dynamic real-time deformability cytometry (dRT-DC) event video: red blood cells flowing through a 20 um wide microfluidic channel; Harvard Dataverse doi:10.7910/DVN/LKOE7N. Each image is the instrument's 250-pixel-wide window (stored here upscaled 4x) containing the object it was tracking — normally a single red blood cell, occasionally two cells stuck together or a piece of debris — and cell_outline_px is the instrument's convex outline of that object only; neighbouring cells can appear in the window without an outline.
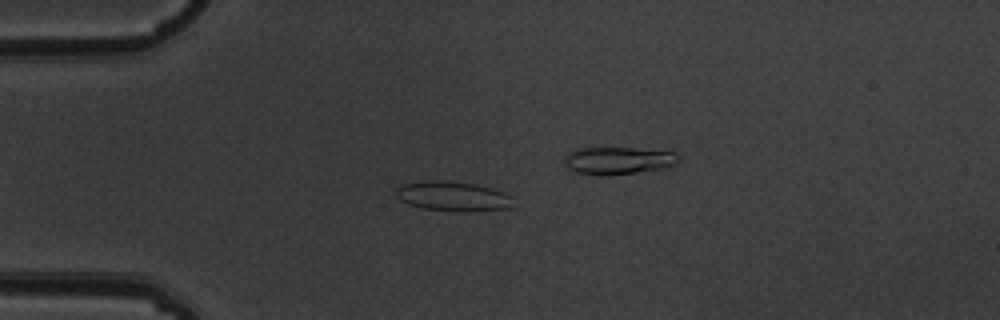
{"species": "common noctule bat (a hibernating species)", "species_latin": "Nyctalus noctula", "temperature_condition": "warm", "stored_images_in_passage": 8, "camera_frame_rate_fps": 3000, "um_per_image_px": 0.085, "animal": {"sex": "male", "body_mass_g": 19.5, "forearm_length_mm": 54.6}, "frame": {"image": 1, "passage_image": 3, "time_ms": 0.667, "image_size_px": [1000, 320], "cell_outline_px": [[512, 196], [508, 208], [468, 212], [424, 208], [408, 204], [400, 200], [396, 196], [396, 184], [420, 180], [440, 180], [476, 184], [492, 188], [504, 192]], "centroid_in_image_um": [38.41, 16.65], "position_along_channel_um": 46.6, "area_um2": 20.4}}
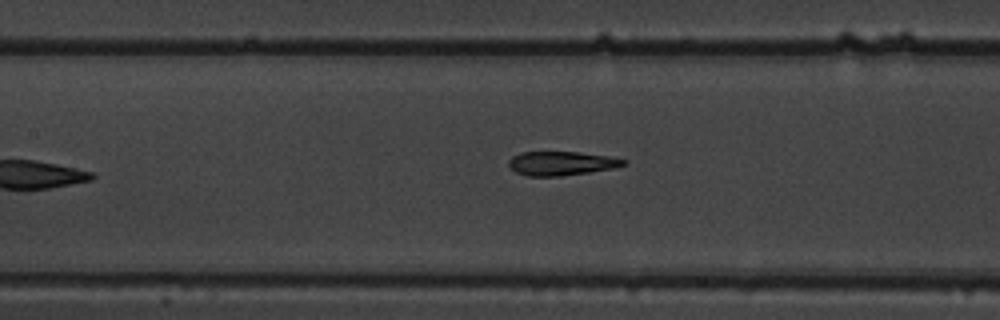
{"frame": {"image": 2, "passage_image": 7, "time_ms": 2.0, "image_size_px": [1000, 320], "cell_outline_px": [[628, 164], [612, 168], [588, 172], [560, 176], [528, 176], [516, 172], [508, 164], [508, 160], [512, 156], [520, 152], [576, 152], [608, 156], [628, 160]], "centroid_in_image_um": [47.71, 13.88], "position_along_channel_um": 159.7, "area_um2": 15.95}}
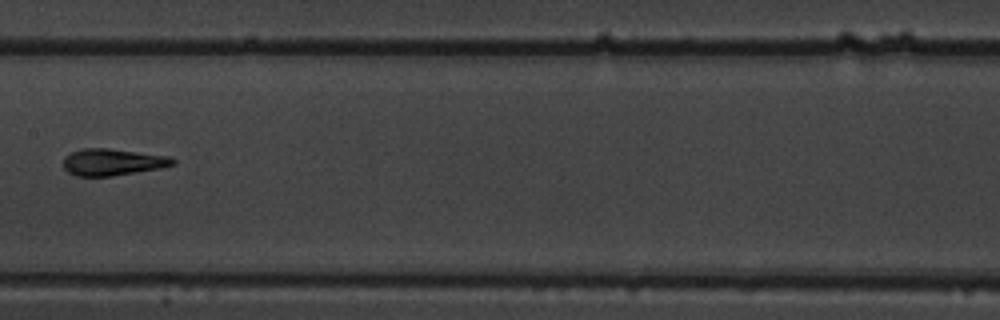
{"frame": {"image": 3, "passage_image": 8, "time_ms": 2.333, "image_size_px": [1000, 320], "cell_outline_px": [[176, 164], [160, 168], [112, 176], [76, 176], [68, 172], [64, 168], [64, 156], [80, 148], [108, 148], [172, 156], [176, 160]], "centroid_in_image_um": [9.59, 13.77], "position_along_channel_um": 197.8, "area_um2": 17.22}}